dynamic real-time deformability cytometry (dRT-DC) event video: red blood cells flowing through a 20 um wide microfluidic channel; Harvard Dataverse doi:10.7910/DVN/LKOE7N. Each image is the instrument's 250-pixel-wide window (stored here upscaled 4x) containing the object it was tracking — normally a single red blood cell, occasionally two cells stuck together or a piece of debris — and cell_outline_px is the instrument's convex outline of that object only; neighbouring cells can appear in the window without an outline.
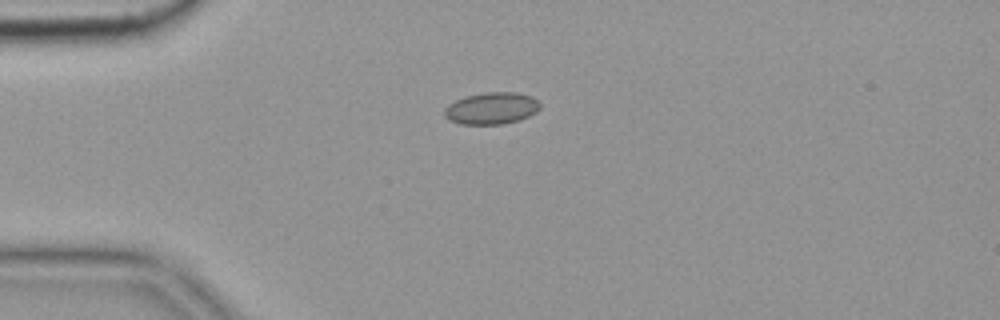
{"species": "common noctule bat (a hibernating species)", "species_latin": "Nyctalus noctula", "temperature_condition": "cold", "stored_images_in_passage": 13, "camera_frame_rate_fps": 3000, "um_per_image_px": 0.085, "animal": {"sex": "female", "body_mass_g": 19.9}, "frame": {"image": 1, "passage_image": 3, "time_ms": 0.667, "image_size_px": [1000, 320], "cell_outline_px": [[540, 108], [536, 112], [520, 120], [504, 124], [460, 124], [448, 120], [444, 116], [444, 108], [448, 104], [464, 96], [488, 92], [516, 92], [532, 96], [540, 104]], "centroid_in_image_um": [41.76, 9.21], "position_along_channel_um": 43.2, "area_um2": 17.92}}
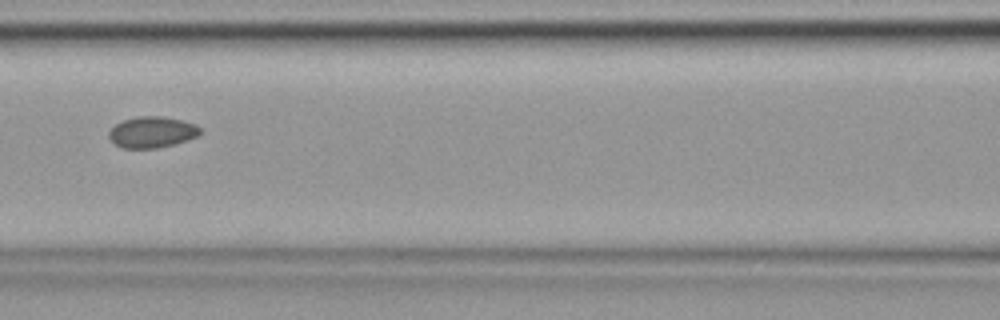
{"frame": {"image": 2, "passage_image": 6, "time_ms": 1.667, "image_size_px": [1000, 320], "cell_outline_px": [[200, 132], [196, 136], [188, 140], [156, 148], [120, 148], [108, 136], [108, 132], [116, 124], [124, 120], [136, 116], [164, 116], [196, 124], [200, 128]], "centroid_in_image_um": [12.91, 11.22], "position_along_channel_um": 153.7, "area_um2": 16.42}}
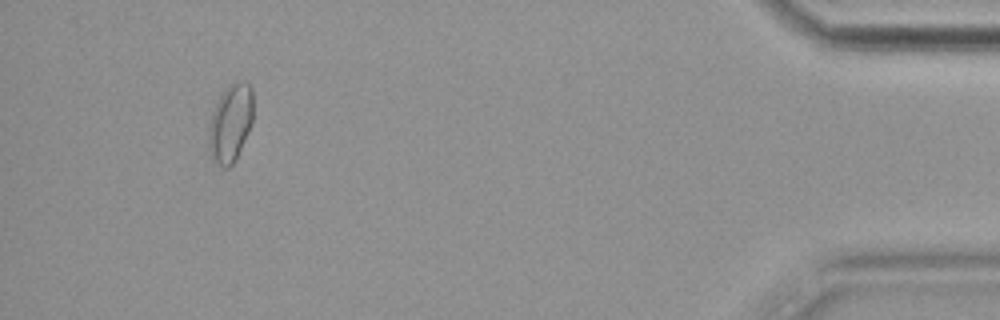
{"frame": {"image": 3, "passage_image": 13, "time_ms": 4.0, "image_size_px": [1000, 320], "cell_outline_px": [[252, 124], [236, 160], [228, 168], [224, 168], [212, 160], [208, 144], [208, 128], [212, 112], [224, 88], [232, 80], [244, 80], [252, 88]], "centroid_in_image_um": [19.58, 10.44], "position_along_channel_um": 415.6, "area_um2": 20.58}}